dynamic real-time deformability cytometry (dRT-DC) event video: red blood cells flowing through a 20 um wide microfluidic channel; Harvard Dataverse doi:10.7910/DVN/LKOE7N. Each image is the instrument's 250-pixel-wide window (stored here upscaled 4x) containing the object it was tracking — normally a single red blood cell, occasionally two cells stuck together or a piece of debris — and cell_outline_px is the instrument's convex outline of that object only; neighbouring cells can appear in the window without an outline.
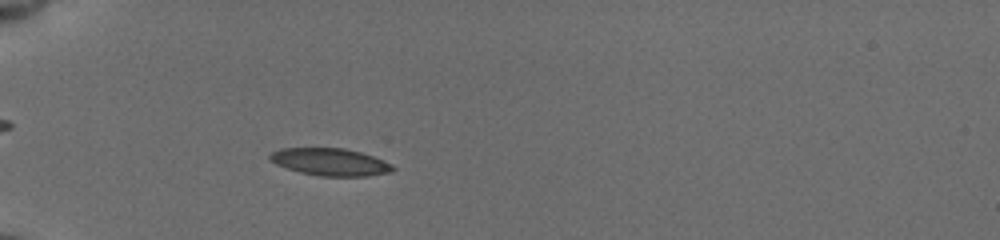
{"species": "common noctule bat (a hibernating species)", "species_latin": "Nyctalus noctula", "temperature_condition": "cold", "stored_images_in_passage": 129, "camera_frame_rate_fps": 3000, "um_per_image_px": 0.085, "animal": {"sex": "female", "body_mass_g": 19.5, "forearm_length_mm": 54.1}, "frame": {"image": 1, "passage_image": 31, "time_ms": 4.0, "image_size_px": [1000, 240], "cell_outline_px": [[396, 168], [392, 172], [368, 176], [320, 176], [300, 172], [276, 164], [268, 160], [268, 156], [272, 152], [280, 148], [344, 148], [360, 152], [372, 156], [392, 164]], "centroid_in_image_um": [28.06, 13.77], "position_along_channel_um": 56.9, "area_um2": 19.59}}
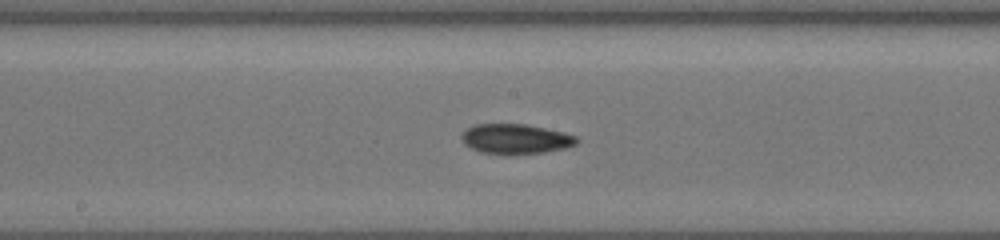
{"frame": {"image": 2, "passage_image": 65, "time_ms": 8.333, "image_size_px": [1000, 240], "cell_outline_px": [[576, 144], [564, 148], [544, 152], [512, 156], [504, 156], [480, 152], [464, 144], [460, 136], [472, 124], [524, 124], [544, 128], [576, 136]], "centroid_in_image_um": [43.76, 11.84], "position_along_channel_um": 204.4, "area_um2": 20.23}}
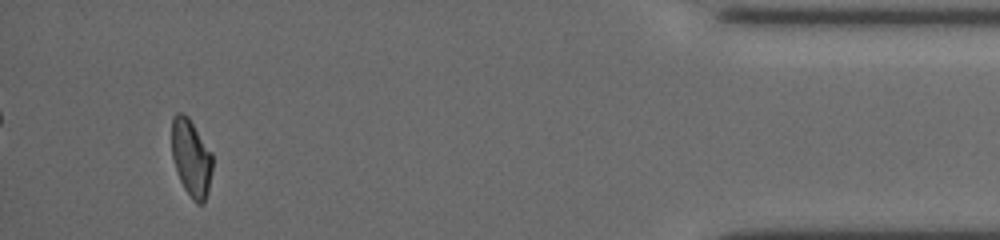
{"frame": {"image": 3, "passage_image": 119, "time_ms": 15.333, "image_size_px": [1000, 240], "cell_outline_px": [[212, 172], [208, 192], [204, 204], [196, 204], [192, 200], [184, 188], [180, 180], [172, 156], [172, 116], [176, 112], [180, 112], [188, 116], [212, 152]], "centroid_in_image_um": [16.26, 13.43], "position_along_channel_um": 418.9, "area_um2": 18.5}, "authors_computed_cell_mechanics": {"area_um2": 19.0162, "velocity_mm_per_s": 3.8325, "shape_relaxation_time_tau1_ms": 8.2578, "shape_relaxation_time_tau2_ms": 3.1285, "deformation_change_tau1": 0.214, "deformation_change_tau2": 0.0852}}